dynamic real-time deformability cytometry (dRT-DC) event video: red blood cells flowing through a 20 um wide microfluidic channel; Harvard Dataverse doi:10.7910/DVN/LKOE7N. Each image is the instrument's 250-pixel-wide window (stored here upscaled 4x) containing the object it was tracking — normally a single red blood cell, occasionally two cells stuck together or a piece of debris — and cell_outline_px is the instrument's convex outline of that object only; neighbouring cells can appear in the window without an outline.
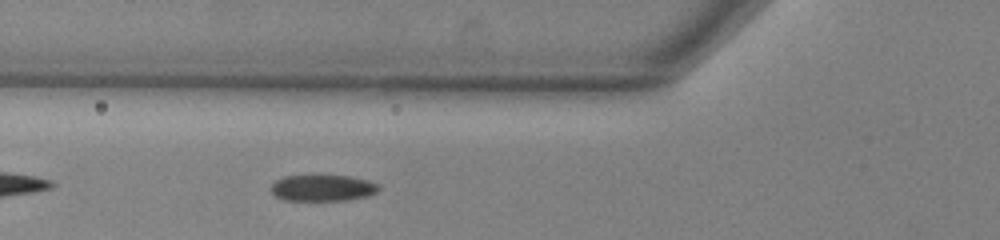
{"species": "common noctule bat (a hibernating species)", "species_latin": "Nyctalus noctula", "temperature_condition": "warm", "stored_images_in_passage": 37, "camera_frame_rate_fps": 3000, "um_per_image_px": 0.085, "animal": {"sex": "male", "body_mass_g": 13.0, "forearm_length_mm": 53.1}, "frame": {"image": 1, "passage_image": 6, "time_ms": 1.667, "image_size_px": [1000, 240], "cell_outline_px": [[380, 188], [376, 192], [368, 196], [344, 200], [284, 200], [276, 196], [268, 188], [276, 180], [284, 176], [348, 176], [368, 180], [376, 184]], "centroid_in_image_um": [27.39, 15.98], "position_along_channel_um": 98.4, "area_um2": 16.36}}
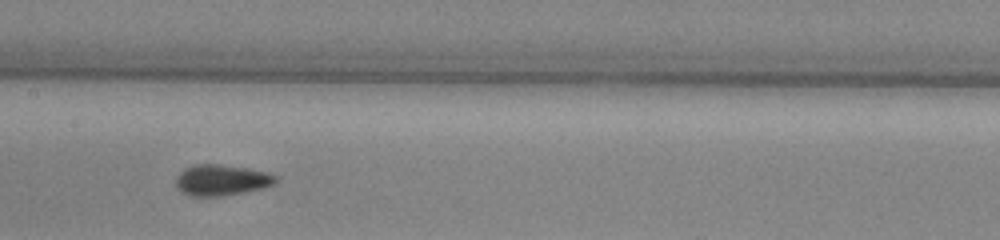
{"frame": {"image": 2, "passage_image": 13, "time_ms": 4.0, "image_size_px": [1000, 240], "cell_outline_px": [[276, 184], [244, 192], [220, 196], [188, 196], [180, 192], [176, 188], [176, 176], [184, 168], [196, 164], [220, 164], [248, 168], [268, 172], [276, 176]], "centroid_in_image_um": [18.79, 15.3], "position_along_channel_um": 188.6, "area_um2": 18.15}}
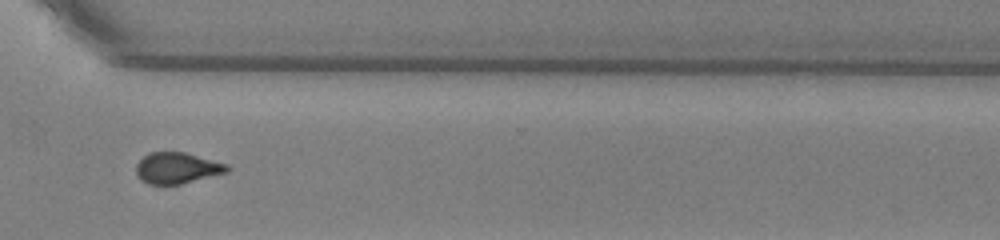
{"frame": {"image": 3, "passage_image": 26, "time_ms": 8.333, "image_size_px": [1000, 240], "cell_outline_px": [[232, 168], [228, 172], [180, 184], [148, 184], [140, 180], [136, 172], [136, 164], [144, 156], [152, 152], [184, 152], [228, 164]], "centroid_in_image_um": [15.07, 14.28], "position_along_channel_um": 355.5, "area_um2": 16.47}}